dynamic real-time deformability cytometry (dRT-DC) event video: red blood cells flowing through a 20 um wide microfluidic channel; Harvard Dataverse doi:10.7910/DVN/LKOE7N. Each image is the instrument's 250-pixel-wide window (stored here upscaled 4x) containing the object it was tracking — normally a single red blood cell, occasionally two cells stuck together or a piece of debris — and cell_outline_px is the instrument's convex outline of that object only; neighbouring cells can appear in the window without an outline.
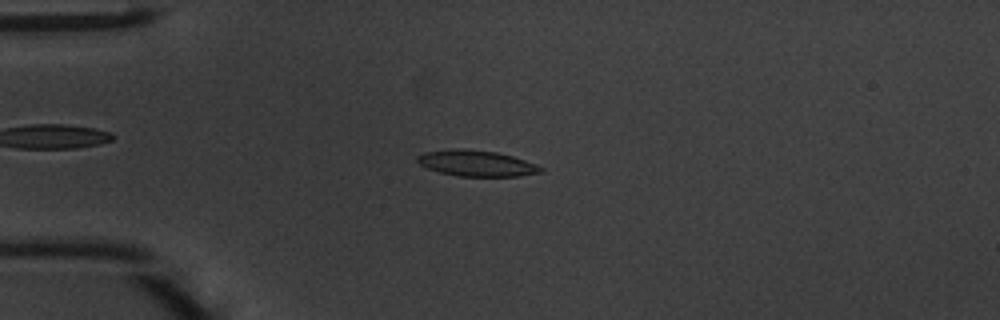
{"species": "common noctule bat (a hibernating species)", "species_latin": "Nyctalus noctula", "temperature_condition": "warm", "stored_images_in_passage": 47, "camera_frame_rate_fps": 3000, "um_per_image_px": 0.085, "animal": {"sex": "male", "body_mass_g": 20.1, "forearm_length_mm": 53.5}, "frame": {"image": 1, "passage_image": 12, "time_ms": 3.667, "image_size_px": [1000, 320], "cell_outline_px": [[544, 172], [516, 176], [456, 176], [440, 172], [428, 168], [420, 164], [416, 160], [416, 156], [424, 152], [456, 148], [464, 148], [496, 152], [512, 156], [536, 164], [544, 168]], "centroid_in_image_um": [40.5, 13.87], "position_along_channel_um": 44.5, "area_um2": 18.67}}
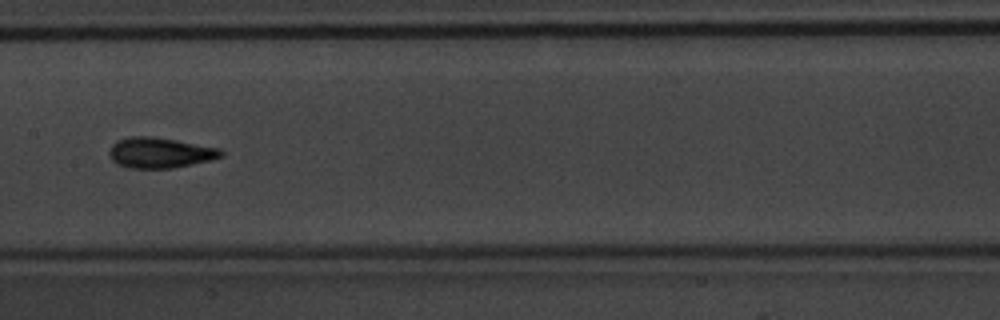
{"frame": {"image": 2, "passage_image": 24, "time_ms": 7.667, "image_size_px": [1000, 320], "cell_outline_px": [[224, 156], [212, 160], [172, 168], [128, 168], [116, 164], [112, 160], [108, 152], [112, 144], [116, 140], [132, 136], [152, 136], [176, 140], [220, 148], [224, 152]], "centroid_in_image_um": [13.59, 12.98], "position_along_channel_um": 193.8, "area_um2": 20.06}}
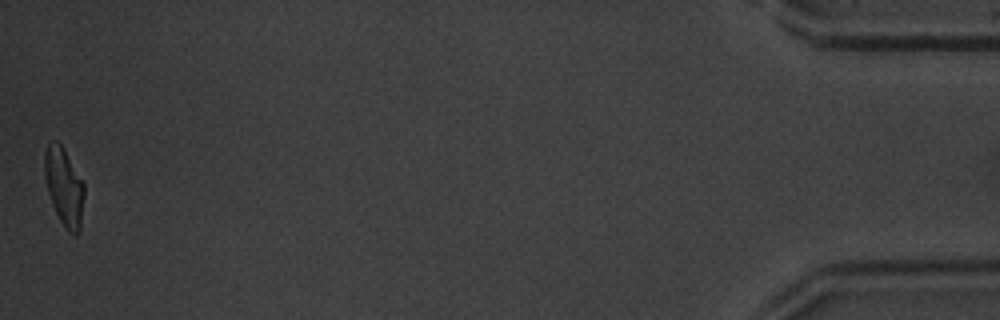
{"frame": {"image": 3, "passage_image": 47, "time_ms": 15.333, "image_size_px": [1000, 320], "cell_outline_px": [[84, 196], [80, 232], [76, 236], [68, 232], [64, 228], [52, 204], [48, 192], [44, 172], [44, 152], [48, 140], [56, 140], [64, 148], [84, 184]], "centroid_in_image_um": [5.44, 15.87], "position_along_channel_um": 429.8, "area_um2": 18.21}, "authors_computed_cell_mechanics": {"area_um2": 18.4382, "velocity_mm_per_s": 4.269, "shape_relaxation_time_tau1_ms": 2.9034, "shape_relaxation_time_tau2_ms": 1.669, "deformation_change_tau1": 0.1714, "deformation_change_tau2": 0.0637}}